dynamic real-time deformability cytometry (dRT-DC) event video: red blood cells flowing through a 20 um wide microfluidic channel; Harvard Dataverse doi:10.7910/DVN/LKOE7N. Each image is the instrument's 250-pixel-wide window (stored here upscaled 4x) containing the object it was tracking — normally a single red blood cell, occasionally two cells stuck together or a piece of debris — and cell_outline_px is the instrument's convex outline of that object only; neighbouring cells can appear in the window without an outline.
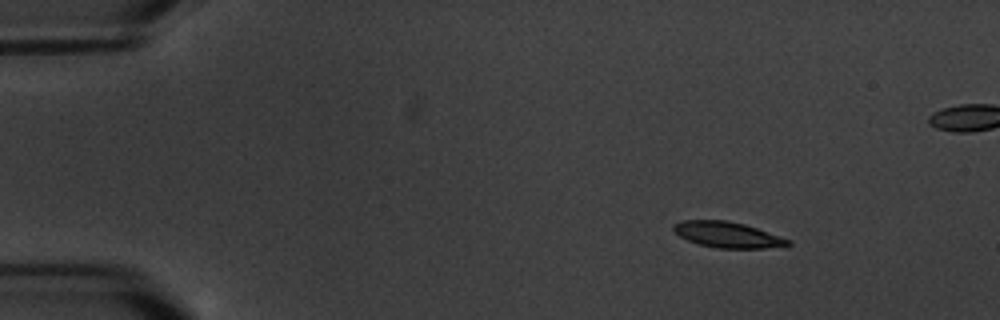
{"species": "common noctule bat (a hibernating species)", "species_latin": "Nyctalus noctula", "temperature_condition": "warm", "stored_images_in_passage": 5, "camera_frame_rate_fps": 3000, "um_per_image_px": 0.085, "animal": {"sex": "male", "body_mass_g": 20.1, "forearm_length_mm": 53.5}, "frame": {"image": 1, "passage_image": 1, "time_ms": 0.0, "image_size_px": [1000, 320], "cell_outline_px": [[792, 244], [788, 248], [716, 248], [700, 244], [688, 240], [680, 236], [672, 228], [672, 224], [684, 220], [728, 220], [744, 224], [792, 240]], "centroid_in_image_um": [61.92, 19.96], "position_along_channel_um": 23.1, "area_um2": 17.4}}